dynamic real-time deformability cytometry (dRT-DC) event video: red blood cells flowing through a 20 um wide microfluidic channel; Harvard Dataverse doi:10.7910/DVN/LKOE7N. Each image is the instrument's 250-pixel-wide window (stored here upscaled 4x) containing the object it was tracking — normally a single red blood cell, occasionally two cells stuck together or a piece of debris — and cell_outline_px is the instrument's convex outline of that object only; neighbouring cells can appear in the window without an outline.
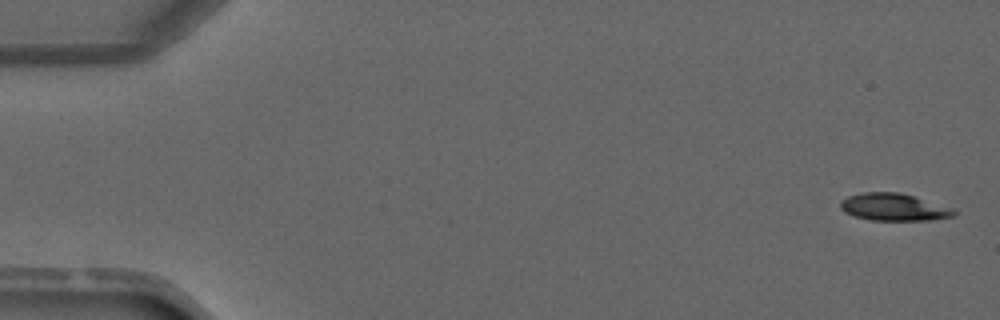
{"species": "common noctule bat (a hibernating species)", "species_latin": "Nyctalus noctula", "temperature_condition": "warm", "stored_images_in_passage": 4, "camera_frame_rate_fps": 3000, "um_per_image_px": 0.085, "animal": {"sex": "male", "forearm_length_mm": 52.5}, "frame": {"image": 1, "passage_image": 1, "time_ms": 0.0, "image_size_px": [1000, 320], "cell_outline_px": [[956, 212], [952, 216], [932, 220], [872, 220], [856, 216], [844, 212], [840, 208], [840, 200], [848, 196], [864, 192], [900, 192], [956, 208]], "centroid_in_image_um": [76.0, 17.59], "position_along_channel_um": 9.0, "area_um2": 18.15}}
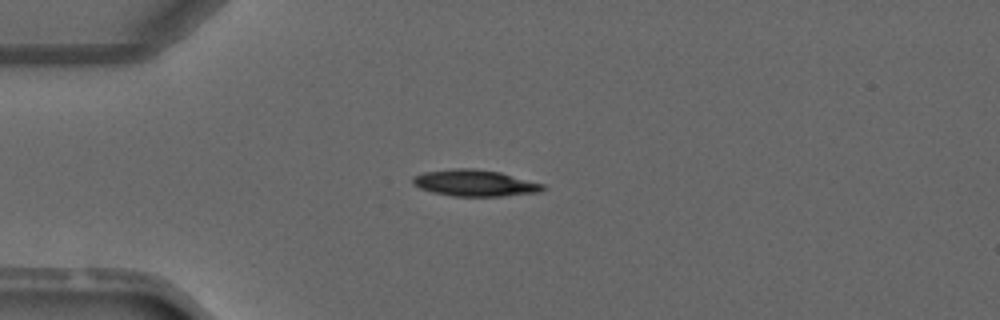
{"frame": {"image": 2, "passage_image": 4, "time_ms": 3.333, "image_size_px": [1000, 320], "cell_outline_px": [[548, 188], [540, 192], [500, 196], [452, 196], [432, 192], [420, 188], [412, 184], [412, 176], [424, 172], [456, 168], [472, 168], [500, 172], [544, 184]], "centroid_in_image_um": [40.36, 15.56], "position_along_channel_um": 44.6, "area_um2": 20.11}}